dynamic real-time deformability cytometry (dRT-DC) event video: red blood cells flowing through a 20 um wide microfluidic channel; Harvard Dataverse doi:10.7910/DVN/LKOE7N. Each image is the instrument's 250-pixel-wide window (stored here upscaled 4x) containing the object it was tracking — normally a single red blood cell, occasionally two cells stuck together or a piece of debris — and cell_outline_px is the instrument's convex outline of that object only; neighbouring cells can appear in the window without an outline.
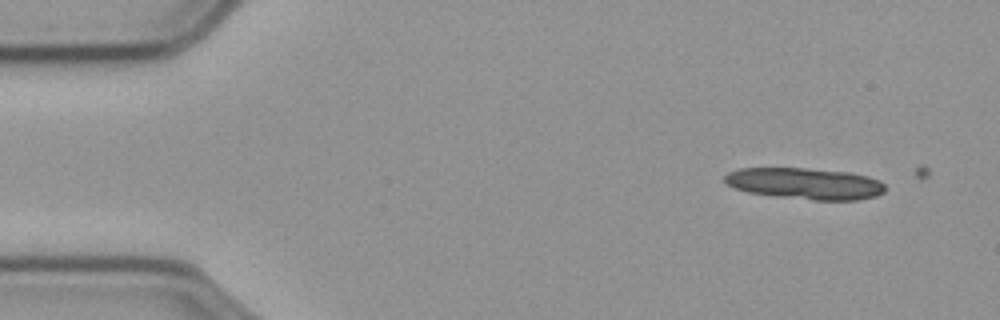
{"species": "common noctule bat (a hibernating species)", "species_latin": "Nyctalus noctula", "temperature_condition": "cold", "stored_images_in_passage": 3, "camera_frame_rate_fps": 3000, "um_per_image_px": 0.085, "animal": {"sex": "male", "body_mass_g": 23.1, "forearm_length_mm": 52.7}, "frame": {"image": 1, "passage_image": 2, "time_ms": 0.333, "image_size_px": [1000, 320], "cell_outline_px": [[884, 192], [876, 196], [856, 200], [812, 200], [776, 196], [748, 192], [724, 184], [724, 176], [728, 172], [740, 168], [804, 168], [848, 172], [868, 176], [880, 180], [884, 184]], "centroid_in_image_um": [68.42, 15.6], "position_along_channel_um": 16.6, "area_um2": 29.42}}